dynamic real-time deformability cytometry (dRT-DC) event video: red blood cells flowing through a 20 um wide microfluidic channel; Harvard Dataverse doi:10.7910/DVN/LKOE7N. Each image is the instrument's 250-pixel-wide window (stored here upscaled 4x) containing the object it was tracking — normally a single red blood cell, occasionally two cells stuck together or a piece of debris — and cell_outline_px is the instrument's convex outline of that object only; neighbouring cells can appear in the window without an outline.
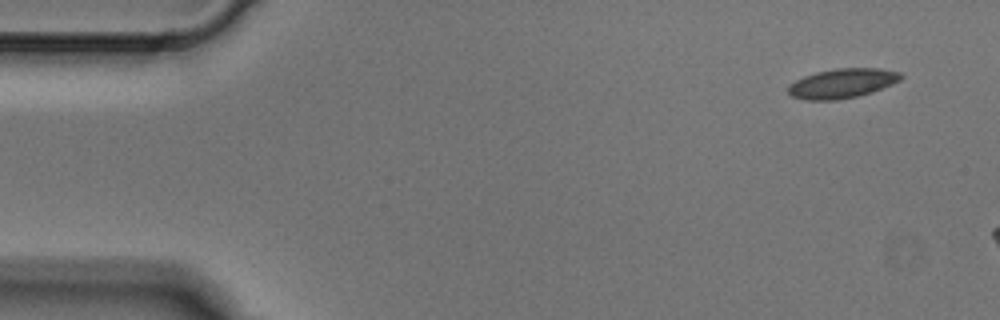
{"species": "Egyptian fruit bat (a non-hibernating species)", "species_latin": "Rousettus aegyptiacus", "temperature_condition": "cold", "stored_images_in_passage": 3, "camera_frame_rate_fps": 3000, "um_per_image_px": 0.085, "animal": {"sex": "male"}, "frame": {"image": 1, "passage_image": 1, "time_ms": 0.0, "image_size_px": [1000, 320], "cell_outline_px": [[904, 76], [900, 80], [892, 84], [872, 92], [856, 96], [836, 100], [804, 100], [792, 96], [788, 92], [788, 84], [804, 76], [816, 72], [836, 68], [880, 68], [900, 72]], "centroid_in_image_um": [71.58, 7.08], "position_along_channel_um": 13.4, "area_um2": 19.42}}